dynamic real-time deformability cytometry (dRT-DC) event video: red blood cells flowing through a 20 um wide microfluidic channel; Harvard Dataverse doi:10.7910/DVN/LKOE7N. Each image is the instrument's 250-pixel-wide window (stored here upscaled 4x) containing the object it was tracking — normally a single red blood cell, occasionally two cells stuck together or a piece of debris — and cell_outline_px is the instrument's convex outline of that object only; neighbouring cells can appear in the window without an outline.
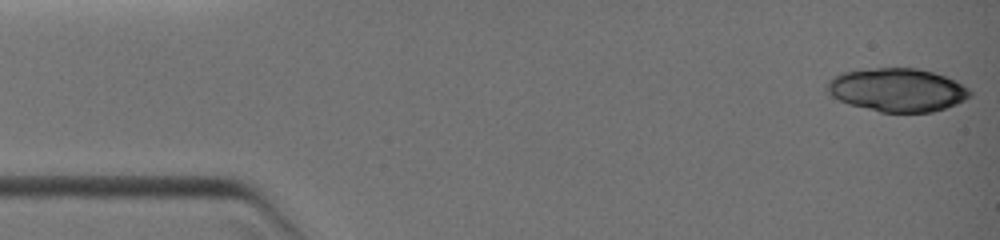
{"species": "common noctule bat (a hibernating species)", "species_latin": "Nyctalus noctula", "temperature_condition": "warm", "stored_images_in_passage": 17, "camera_frame_rate_fps": 3000, "um_per_image_px": 0.085, "animal": {"sex": "female", "body_mass_g": 19.0, "forearm_length_mm": 51.5}, "frame": {"image": 1, "passage_image": 1, "time_ms": 0.0, "image_size_px": [1000, 240], "cell_outline_px": [[972, 96], [956, 104], [932, 112], [880, 112], [852, 104], [840, 100], [832, 96], [828, 92], [828, 80], [832, 76], [840, 72], [868, 68], [916, 68], [932, 72], [956, 80], [968, 88], [972, 92]], "centroid_in_image_um": [76.28, 7.63], "position_along_channel_um": 8.7, "area_um2": 36.01}}